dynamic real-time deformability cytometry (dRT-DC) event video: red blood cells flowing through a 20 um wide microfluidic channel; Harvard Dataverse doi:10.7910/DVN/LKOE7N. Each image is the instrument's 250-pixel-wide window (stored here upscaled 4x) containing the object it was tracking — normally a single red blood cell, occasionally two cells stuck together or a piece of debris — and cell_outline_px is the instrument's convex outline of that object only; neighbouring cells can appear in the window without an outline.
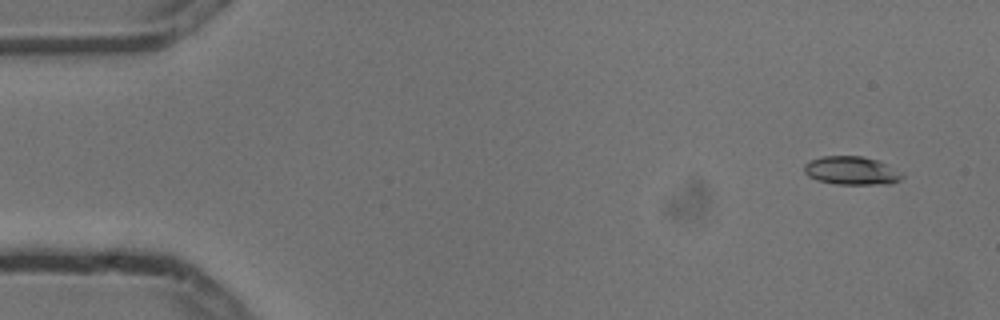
{"species": "common noctule bat (a hibernating species)", "species_latin": "Nyctalus noctula", "temperature_condition": "cold", "stored_images_in_passage": 4, "camera_frame_rate_fps": 3000, "um_per_image_px": 0.085, "animal": {"sex": "male", "body_mass_g": 13.3}, "frame": {"image": 1, "passage_image": 1, "time_ms": 0.0, "image_size_px": [1000, 320], "cell_outline_px": [[904, 176], [900, 180], [892, 184], [836, 184], [816, 180], [808, 176], [804, 172], [804, 164], [808, 160], [820, 156], [860, 156], [876, 160], [904, 172]], "centroid_in_image_um": [72.37, 14.51], "position_along_channel_um": 12.6, "area_um2": 16.42}}